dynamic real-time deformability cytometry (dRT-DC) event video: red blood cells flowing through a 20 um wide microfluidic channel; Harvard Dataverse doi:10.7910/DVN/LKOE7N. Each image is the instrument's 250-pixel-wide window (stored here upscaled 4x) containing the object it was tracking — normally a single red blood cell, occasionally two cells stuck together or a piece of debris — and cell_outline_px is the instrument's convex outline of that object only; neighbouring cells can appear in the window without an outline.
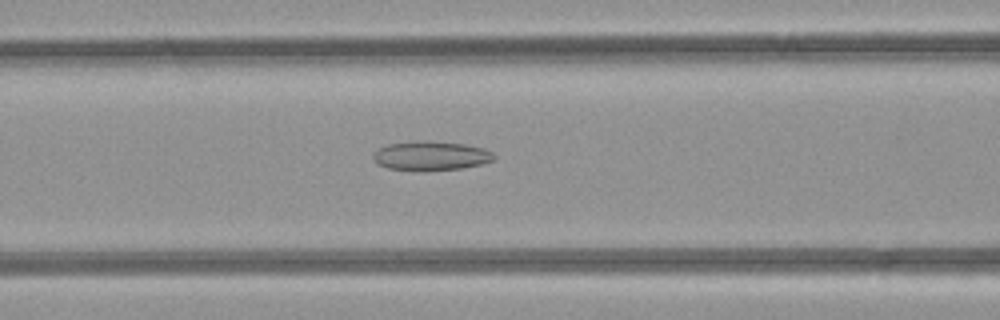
{"species": "common noctule bat (a hibernating species)", "species_latin": "Nyctalus noctula", "temperature_condition": "room temperature", "stored_images_in_passage": 34, "camera_frame_rate_fps": 3000, "um_per_image_px": 0.085, "animal": {"sex": "female", "body_mass_g": 21.9}, "frame": {"image": 1, "passage_image": 14, "time_ms": 4.333, "image_size_px": [1000, 320], "cell_outline_px": [[496, 156], [492, 160], [480, 164], [460, 168], [424, 172], [420, 172], [388, 168], [376, 164], [372, 156], [380, 148], [388, 144], [424, 140], [428, 140], [464, 144], [484, 148], [492, 152]], "centroid_in_image_um": [36.61, 13.26], "position_along_channel_um": 130.0, "area_um2": 20.75}}
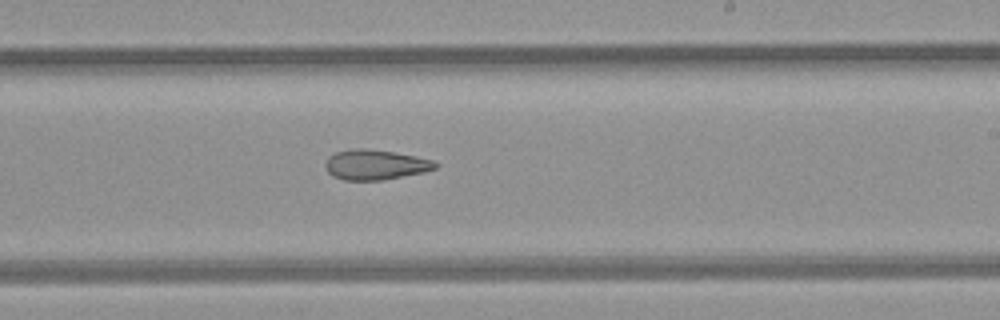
{"frame": {"image": 2, "passage_image": 23, "time_ms": 7.333, "image_size_px": [1000, 320], "cell_outline_px": [[436, 168], [424, 172], [380, 180], [344, 180], [332, 176], [328, 172], [324, 164], [328, 156], [336, 152], [360, 148], [392, 152], [416, 156], [432, 160], [436, 164]], "centroid_in_image_um": [31.86, 14.01], "position_along_channel_um": 257.1, "area_um2": 18.96}}
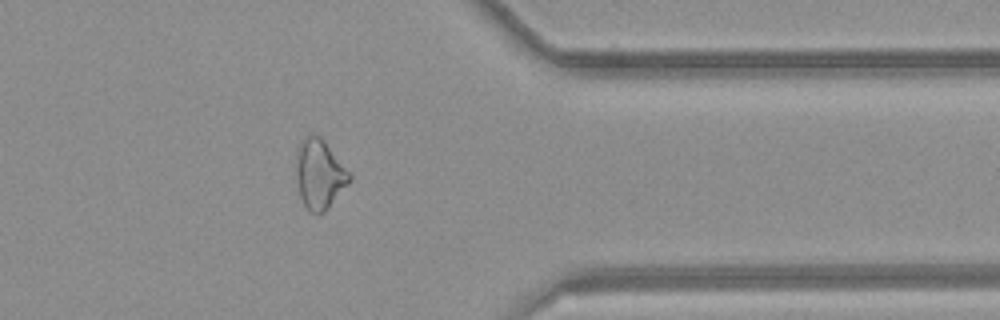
{"frame": {"image": 3, "passage_image": 33, "time_ms": 10.667, "image_size_px": [1000, 320], "cell_outline_px": [[352, 180], [324, 212], [316, 216], [304, 204], [300, 196], [296, 180], [296, 152], [300, 140], [304, 136], [320, 136], [324, 140], [352, 176]], "centroid_in_image_um": [27.14, 14.81], "position_along_channel_um": 384.3, "area_um2": 21.56}}